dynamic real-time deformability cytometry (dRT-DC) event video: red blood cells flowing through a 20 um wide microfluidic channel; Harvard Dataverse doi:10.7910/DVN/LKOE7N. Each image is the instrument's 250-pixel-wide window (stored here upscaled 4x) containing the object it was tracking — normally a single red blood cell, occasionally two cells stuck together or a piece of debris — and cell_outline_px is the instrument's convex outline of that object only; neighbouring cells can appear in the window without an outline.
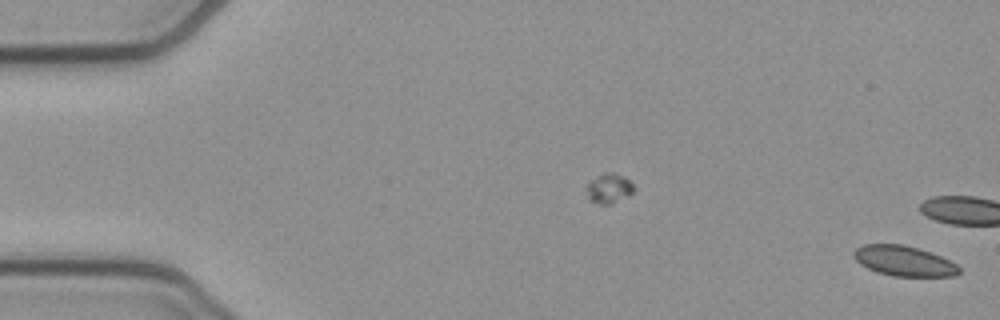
{"species": "common noctule bat (a hibernating species)", "species_latin": "Nyctalus noctula", "temperature_condition": "cold", "stored_images_in_passage": 17, "camera_frame_rate_fps": 3000, "um_per_image_px": 0.085, "animal": {"sex": "female", "body_mass_g": 21.9}, "frame": {"image": 1, "passage_image": 1, "time_ms": 0.0, "image_size_px": [1000, 320], "cell_outline_px": [[960, 272], [952, 276], [892, 276], [876, 272], [860, 264], [852, 256], [852, 252], [856, 248], [864, 244], [904, 244], [940, 256], [956, 264], [960, 268]], "centroid_in_image_um": [76.78, 22.18], "position_along_channel_um": 8.2, "area_um2": 18.44}}